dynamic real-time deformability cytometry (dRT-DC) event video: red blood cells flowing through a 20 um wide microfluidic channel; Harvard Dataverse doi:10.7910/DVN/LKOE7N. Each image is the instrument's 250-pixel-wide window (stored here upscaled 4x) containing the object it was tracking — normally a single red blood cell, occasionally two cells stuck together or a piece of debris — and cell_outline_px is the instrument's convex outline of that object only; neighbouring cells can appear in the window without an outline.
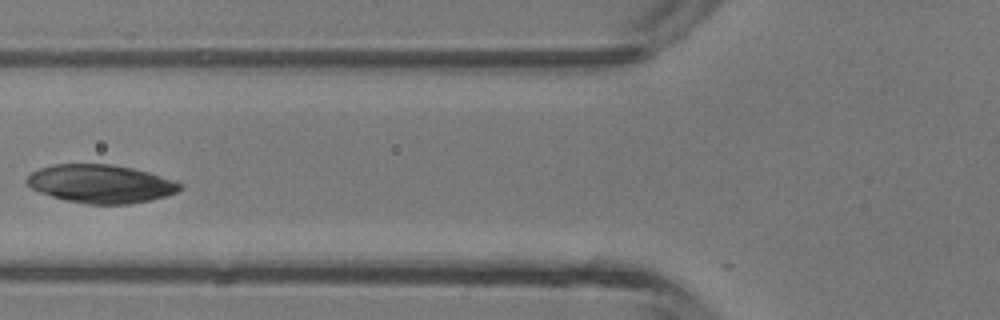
{"species": "common noctule bat (a hibernating species)", "species_latin": "Nyctalus noctula", "temperature_condition": "room temperature", "stored_images_in_passage": 4, "camera_frame_rate_fps": 3000, "um_per_image_px": 0.085, "animal": {"sex": "male", "body_mass_g": 13.3}, "frame": {"image": 1, "passage_image": 4, "time_ms": 3.667, "image_size_px": [1000, 320], "cell_outline_px": [[184, 184], [176, 192], [152, 200], [128, 204], [88, 204], [68, 200], [52, 196], [40, 192], [32, 188], [24, 180], [32, 172], [40, 168], [56, 164], [112, 164], [132, 168], [148, 172], [176, 180]], "centroid_in_image_um": [8.59, 15.62], "position_along_channel_um": 117.2, "area_um2": 34.04}}